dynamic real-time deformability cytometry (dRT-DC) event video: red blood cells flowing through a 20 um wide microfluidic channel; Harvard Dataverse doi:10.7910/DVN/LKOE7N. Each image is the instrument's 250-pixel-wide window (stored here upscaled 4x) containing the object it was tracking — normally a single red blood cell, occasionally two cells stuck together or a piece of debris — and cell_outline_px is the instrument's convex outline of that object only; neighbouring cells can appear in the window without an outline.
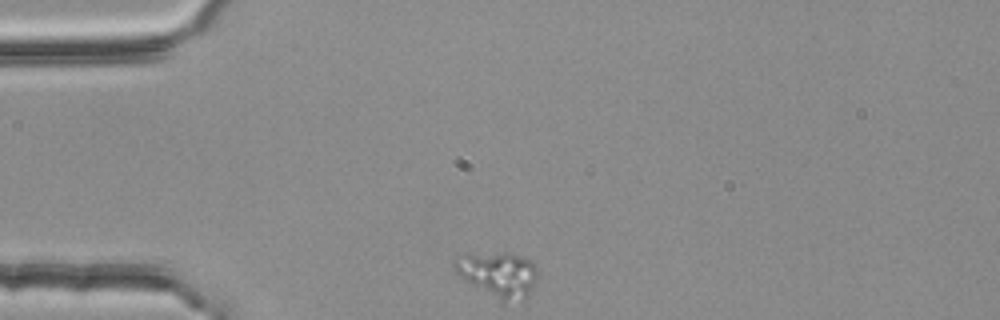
{"species": "common noctule bat (a hibernating species)", "species_latin": "Nyctalus noctula", "temperature_condition": "room temperature", "stored_images_in_passage": 35, "camera_frame_rate_fps": 3000, "um_per_image_px": 0.085, "animal": {"sex": "female", "body_mass_g": 25.1}, "frame": {"image": 1, "passage_image": 1, "time_ms": 0.0, "image_size_px": [1000, 320], "cell_outline_px": [[536, 276], [524, 300], [500, 300], [464, 280], [456, 272], [456, 264], [468, 256], [504, 252], [512, 252], [532, 260], [536, 268]], "centroid_in_image_um": [42.44, 23.32], "position_along_channel_um": 42.6, "area_um2": 20.58}}
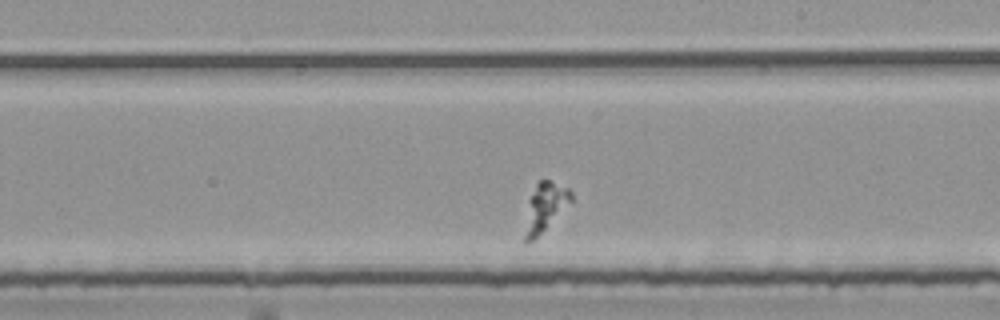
{"frame": {"image": 2, "passage_image": 20, "time_ms": 6.333, "image_size_px": [1000, 320], "cell_outline_px": [[572, 200], [532, 240], [524, 240], [524, 236], [528, 200], [536, 184], [540, 180], [548, 180], [568, 188], [572, 192]], "centroid_in_image_um": [46.31, 17.54], "position_along_channel_um": 242.7, "area_um2": 12.31}}
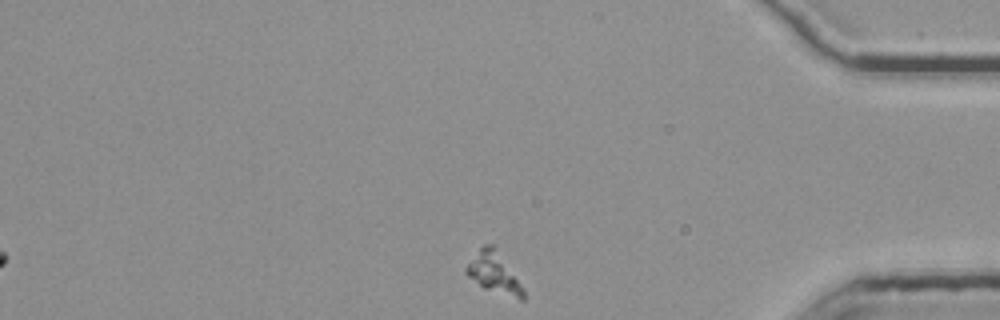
{"frame": {"image": 3, "passage_image": 35, "time_ms": 11.333, "image_size_px": [1000, 320], "cell_outline_px": [[524, 300], [520, 300], [484, 288], [468, 276], [464, 272], [464, 268], [480, 248], [484, 244], [496, 244], [524, 288]], "centroid_in_image_um": [42.02, 23.15], "position_along_channel_um": 393.2, "area_um2": 13.76}}